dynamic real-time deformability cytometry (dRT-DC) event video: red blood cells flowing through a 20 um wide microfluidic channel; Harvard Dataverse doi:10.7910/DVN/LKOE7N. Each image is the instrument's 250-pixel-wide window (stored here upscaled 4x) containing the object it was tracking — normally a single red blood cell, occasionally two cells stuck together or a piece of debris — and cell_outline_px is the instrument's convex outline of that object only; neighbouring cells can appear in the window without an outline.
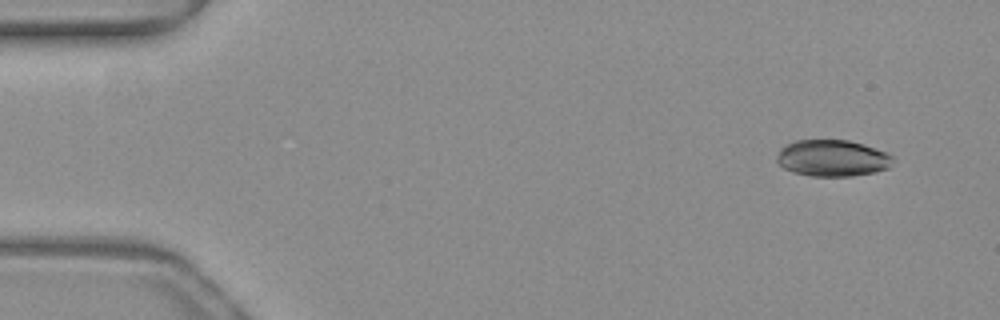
{"species": "common noctule bat (a hibernating species)", "species_latin": "Nyctalus noctula", "temperature_condition": "warm", "stored_images_in_passage": 52, "camera_frame_rate_fps": 3000, "um_per_image_px": 0.085, "animal": {"sex": "female", "body_mass_g": 19.3, "forearm_length_mm": 54.1}, "frame": {"image": 1, "passage_image": 4, "time_ms": 1.0, "image_size_px": [1000, 320], "cell_outline_px": [[892, 160], [888, 168], [876, 172], [852, 176], [812, 176], [792, 172], [784, 168], [776, 160], [776, 156], [780, 148], [796, 140], [848, 140], [864, 144], [884, 152], [892, 156]], "centroid_in_image_um": [70.72, 13.44], "position_along_channel_um": 14.3, "area_um2": 24.62}}
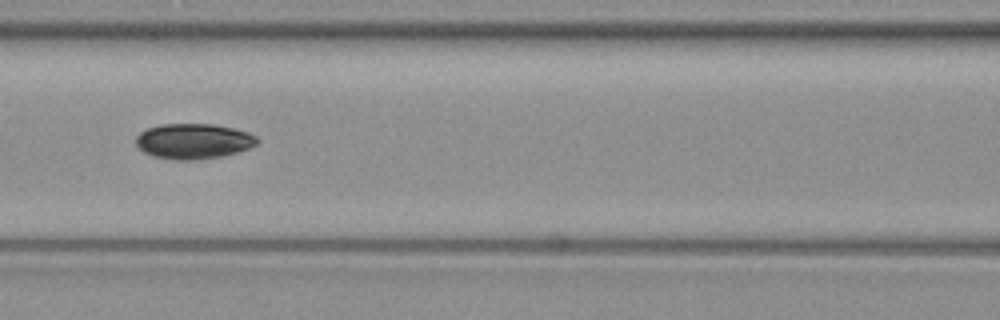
{"frame": {"image": 2, "passage_image": 23, "time_ms": 7.333, "image_size_px": [1000, 320], "cell_outline_px": [[260, 140], [256, 144], [248, 148], [236, 152], [220, 156], [196, 160], [176, 160], [152, 156], [144, 152], [136, 144], [136, 136], [140, 132], [148, 128], [160, 124], [212, 124], [232, 128], [248, 132], [256, 136]], "centroid_in_image_um": [16.43, 12.0], "position_along_channel_um": 150.2, "area_um2": 24.85}}
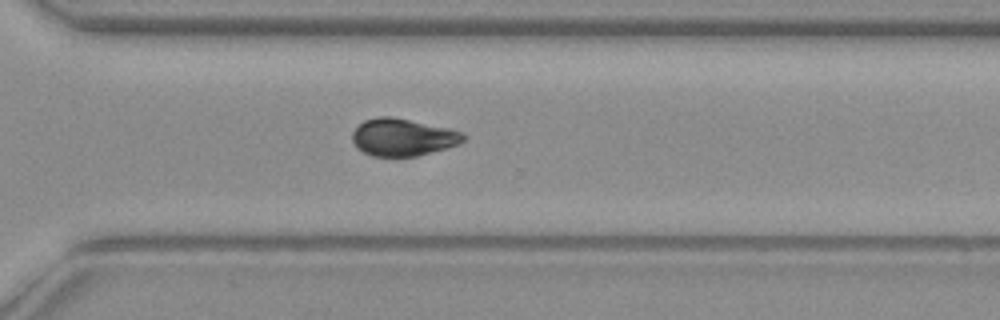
{"frame": {"image": 3, "passage_image": 37, "time_ms": 12.0, "image_size_px": [1000, 320], "cell_outline_px": [[468, 136], [460, 144], [416, 156], [372, 156], [356, 148], [352, 140], [352, 132], [364, 120], [380, 116], [392, 116], [448, 128], [464, 132]], "centroid_in_image_um": [34.25, 11.66], "position_along_channel_um": 336.4, "area_um2": 24.22}, "authors_computed_cell_mechanics": {"area_um2": 24.9407, "velocity_mm_per_s": 4.0021, "shape_relaxation_time_tau1_ms": 5.1043, "shape_relaxation_time_tau2_ms": 8.9542, "deformation_change_tau1": 0.1116, "deformation_change_tau2": 0.1469}}